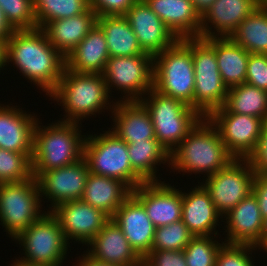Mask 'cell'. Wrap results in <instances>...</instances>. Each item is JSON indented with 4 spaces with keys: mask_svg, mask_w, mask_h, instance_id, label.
Listing matches in <instances>:
<instances>
[{
    "mask_svg": "<svg viewBox=\"0 0 267 266\" xmlns=\"http://www.w3.org/2000/svg\"><path fill=\"white\" fill-rule=\"evenodd\" d=\"M266 0H255V2L261 6Z\"/></svg>",
    "mask_w": 267,
    "mask_h": 266,
    "instance_id": "816d5d0a",
    "label": "cell"
},
{
    "mask_svg": "<svg viewBox=\"0 0 267 266\" xmlns=\"http://www.w3.org/2000/svg\"><path fill=\"white\" fill-rule=\"evenodd\" d=\"M113 130L127 144L156 139L149 111L140 101H112Z\"/></svg>",
    "mask_w": 267,
    "mask_h": 266,
    "instance_id": "cb8c5ba5",
    "label": "cell"
},
{
    "mask_svg": "<svg viewBox=\"0 0 267 266\" xmlns=\"http://www.w3.org/2000/svg\"><path fill=\"white\" fill-rule=\"evenodd\" d=\"M6 44L0 40V70L6 66Z\"/></svg>",
    "mask_w": 267,
    "mask_h": 266,
    "instance_id": "c3c4849f",
    "label": "cell"
},
{
    "mask_svg": "<svg viewBox=\"0 0 267 266\" xmlns=\"http://www.w3.org/2000/svg\"><path fill=\"white\" fill-rule=\"evenodd\" d=\"M215 54L221 78L226 87L245 83L249 52L231 37H215Z\"/></svg>",
    "mask_w": 267,
    "mask_h": 266,
    "instance_id": "f1b7e54d",
    "label": "cell"
},
{
    "mask_svg": "<svg viewBox=\"0 0 267 266\" xmlns=\"http://www.w3.org/2000/svg\"><path fill=\"white\" fill-rule=\"evenodd\" d=\"M120 227L130 246L143 259L152 248L156 227L143 204L131 194L112 217Z\"/></svg>",
    "mask_w": 267,
    "mask_h": 266,
    "instance_id": "ac0fdd59",
    "label": "cell"
},
{
    "mask_svg": "<svg viewBox=\"0 0 267 266\" xmlns=\"http://www.w3.org/2000/svg\"><path fill=\"white\" fill-rule=\"evenodd\" d=\"M58 220L66 240L88 244L111 219L100 209L81 200L67 201L50 211Z\"/></svg>",
    "mask_w": 267,
    "mask_h": 266,
    "instance_id": "5bb4252c",
    "label": "cell"
},
{
    "mask_svg": "<svg viewBox=\"0 0 267 266\" xmlns=\"http://www.w3.org/2000/svg\"><path fill=\"white\" fill-rule=\"evenodd\" d=\"M15 29L7 21L4 11L0 7V40L6 44Z\"/></svg>",
    "mask_w": 267,
    "mask_h": 266,
    "instance_id": "f6af8a7d",
    "label": "cell"
},
{
    "mask_svg": "<svg viewBox=\"0 0 267 266\" xmlns=\"http://www.w3.org/2000/svg\"><path fill=\"white\" fill-rule=\"evenodd\" d=\"M255 248L257 249L256 246L248 244L224 243L217 253L215 266H254L250 255Z\"/></svg>",
    "mask_w": 267,
    "mask_h": 266,
    "instance_id": "f35d334b",
    "label": "cell"
},
{
    "mask_svg": "<svg viewBox=\"0 0 267 266\" xmlns=\"http://www.w3.org/2000/svg\"><path fill=\"white\" fill-rule=\"evenodd\" d=\"M133 171L145 182H159L156 165L170 163V154L156 139L127 144Z\"/></svg>",
    "mask_w": 267,
    "mask_h": 266,
    "instance_id": "4dcf8cb0",
    "label": "cell"
},
{
    "mask_svg": "<svg viewBox=\"0 0 267 266\" xmlns=\"http://www.w3.org/2000/svg\"><path fill=\"white\" fill-rule=\"evenodd\" d=\"M39 124L37 121L33 141L32 175L35 178L42 172L65 167L83 158L86 135L80 133L78 123L58 121L47 127Z\"/></svg>",
    "mask_w": 267,
    "mask_h": 266,
    "instance_id": "3957f363",
    "label": "cell"
},
{
    "mask_svg": "<svg viewBox=\"0 0 267 266\" xmlns=\"http://www.w3.org/2000/svg\"><path fill=\"white\" fill-rule=\"evenodd\" d=\"M207 118L218 130L228 153L236 159H248L254 152L265 123L261 118L227 112L223 107Z\"/></svg>",
    "mask_w": 267,
    "mask_h": 266,
    "instance_id": "4fadbf2b",
    "label": "cell"
},
{
    "mask_svg": "<svg viewBox=\"0 0 267 266\" xmlns=\"http://www.w3.org/2000/svg\"><path fill=\"white\" fill-rule=\"evenodd\" d=\"M131 194L132 190L124 182L89 173L80 200L100 209L112 218Z\"/></svg>",
    "mask_w": 267,
    "mask_h": 266,
    "instance_id": "83f0119b",
    "label": "cell"
},
{
    "mask_svg": "<svg viewBox=\"0 0 267 266\" xmlns=\"http://www.w3.org/2000/svg\"><path fill=\"white\" fill-rule=\"evenodd\" d=\"M194 235L182 220L155 229L151 250H183Z\"/></svg>",
    "mask_w": 267,
    "mask_h": 266,
    "instance_id": "d590c367",
    "label": "cell"
},
{
    "mask_svg": "<svg viewBox=\"0 0 267 266\" xmlns=\"http://www.w3.org/2000/svg\"><path fill=\"white\" fill-rule=\"evenodd\" d=\"M191 1L194 3L196 10L202 16L215 0H191Z\"/></svg>",
    "mask_w": 267,
    "mask_h": 266,
    "instance_id": "7dc6e473",
    "label": "cell"
},
{
    "mask_svg": "<svg viewBox=\"0 0 267 266\" xmlns=\"http://www.w3.org/2000/svg\"><path fill=\"white\" fill-rule=\"evenodd\" d=\"M32 155L0 148V184L32 178Z\"/></svg>",
    "mask_w": 267,
    "mask_h": 266,
    "instance_id": "e575fe53",
    "label": "cell"
},
{
    "mask_svg": "<svg viewBox=\"0 0 267 266\" xmlns=\"http://www.w3.org/2000/svg\"><path fill=\"white\" fill-rule=\"evenodd\" d=\"M223 108L227 112L246 114L267 121V91L247 83L228 89Z\"/></svg>",
    "mask_w": 267,
    "mask_h": 266,
    "instance_id": "1f68e13d",
    "label": "cell"
},
{
    "mask_svg": "<svg viewBox=\"0 0 267 266\" xmlns=\"http://www.w3.org/2000/svg\"><path fill=\"white\" fill-rule=\"evenodd\" d=\"M109 59L105 34L95 24L65 58V68L78 73L102 74Z\"/></svg>",
    "mask_w": 267,
    "mask_h": 266,
    "instance_id": "484cf974",
    "label": "cell"
},
{
    "mask_svg": "<svg viewBox=\"0 0 267 266\" xmlns=\"http://www.w3.org/2000/svg\"><path fill=\"white\" fill-rule=\"evenodd\" d=\"M14 240L19 241L25 255L16 261L28 266H61L70 244L50 211L21 231Z\"/></svg>",
    "mask_w": 267,
    "mask_h": 266,
    "instance_id": "9c48e42d",
    "label": "cell"
},
{
    "mask_svg": "<svg viewBox=\"0 0 267 266\" xmlns=\"http://www.w3.org/2000/svg\"><path fill=\"white\" fill-rule=\"evenodd\" d=\"M245 83L267 91V54H249Z\"/></svg>",
    "mask_w": 267,
    "mask_h": 266,
    "instance_id": "ab89813d",
    "label": "cell"
},
{
    "mask_svg": "<svg viewBox=\"0 0 267 266\" xmlns=\"http://www.w3.org/2000/svg\"><path fill=\"white\" fill-rule=\"evenodd\" d=\"M140 102L149 111L156 140L169 154L203 118L183 101L152 88Z\"/></svg>",
    "mask_w": 267,
    "mask_h": 266,
    "instance_id": "8992f818",
    "label": "cell"
},
{
    "mask_svg": "<svg viewBox=\"0 0 267 266\" xmlns=\"http://www.w3.org/2000/svg\"><path fill=\"white\" fill-rule=\"evenodd\" d=\"M215 236H194L183 249L187 266H215L217 253L224 242ZM213 239V240H212Z\"/></svg>",
    "mask_w": 267,
    "mask_h": 266,
    "instance_id": "8d00e7d4",
    "label": "cell"
},
{
    "mask_svg": "<svg viewBox=\"0 0 267 266\" xmlns=\"http://www.w3.org/2000/svg\"><path fill=\"white\" fill-rule=\"evenodd\" d=\"M15 106L0 105V148L33 153L34 128L39 118Z\"/></svg>",
    "mask_w": 267,
    "mask_h": 266,
    "instance_id": "603a6c76",
    "label": "cell"
},
{
    "mask_svg": "<svg viewBox=\"0 0 267 266\" xmlns=\"http://www.w3.org/2000/svg\"><path fill=\"white\" fill-rule=\"evenodd\" d=\"M248 160L255 173L267 175V121L263 125L257 146Z\"/></svg>",
    "mask_w": 267,
    "mask_h": 266,
    "instance_id": "7bdbcfd3",
    "label": "cell"
},
{
    "mask_svg": "<svg viewBox=\"0 0 267 266\" xmlns=\"http://www.w3.org/2000/svg\"><path fill=\"white\" fill-rule=\"evenodd\" d=\"M124 16L142 50L153 57L170 48L178 40L144 0H137Z\"/></svg>",
    "mask_w": 267,
    "mask_h": 266,
    "instance_id": "2e32d148",
    "label": "cell"
},
{
    "mask_svg": "<svg viewBox=\"0 0 267 266\" xmlns=\"http://www.w3.org/2000/svg\"><path fill=\"white\" fill-rule=\"evenodd\" d=\"M96 24L105 34L109 57L146 54L124 15L97 17Z\"/></svg>",
    "mask_w": 267,
    "mask_h": 266,
    "instance_id": "f546056e",
    "label": "cell"
},
{
    "mask_svg": "<svg viewBox=\"0 0 267 266\" xmlns=\"http://www.w3.org/2000/svg\"><path fill=\"white\" fill-rule=\"evenodd\" d=\"M89 166L83 157L65 167L42 172L36 179L42 199L45 196L52 204L50 211L61 203L80 200L85 189Z\"/></svg>",
    "mask_w": 267,
    "mask_h": 266,
    "instance_id": "9a60e30c",
    "label": "cell"
},
{
    "mask_svg": "<svg viewBox=\"0 0 267 266\" xmlns=\"http://www.w3.org/2000/svg\"><path fill=\"white\" fill-rule=\"evenodd\" d=\"M79 262L75 266H121V265H116V264H107V263H102L98 262L91 257H89L87 254H83L81 258L78 260Z\"/></svg>",
    "mask_w": 267,
    "mask_h": 266,
    "instance_id": "bcb514c9",
    "label": "cell"
},
{
    "mask_svg": "<svg viewBox=\"0 0 267 266\" xmlns=\"http://www.w3.org/2000/svg\"><path fill=\"white\" fill-rule=\"evenodd\" d=\"M37 27L43 28L47 23L70 18L86 12L89 0H33Z\"/></svg>",
    "mask_w": 267,
    "mask_h": 266,
    "instance_id": "836d02e7",
    "label": "cell"
},
{
    "mask_svg": "<svg viewBox=\"0 0 267 266\" xmlns=\"http://www.w3.org/2000/svg\"><path fill=\"white\" fill-rule=\"evenodd\" d=\"M96 13L89 8L86 12L47 23L42 29L49 42L66 58L96 24Z\"/></svg>",
    "mask_w": 267,
    "mask_h": 266,
    "instance_id": "4316f807",
    "label": "cell"
},
{
    "mask_svg": "<svg viewBox=\"0 0 267 266\" xmlns=\"http://www.w3.org/2000/svg\"><path fill=\"white\" fill-rule=\"evenodd\" d=\"M102 75L109 93L111 87L127 93L119 101H140L153 88V56L146 53L109 57Z\"/></svg>",
    "mask_w": 267,
    "mask_h": 266,
    "instance_id": "8fae6325",
    "label": "cell"
},
{
    "mask_svg": "<svg viewBox=\"0 0 267 266\" xmlns=\"http://www.w3.org/2000/svg\"><path fill=\"white\" fill-rule=\"evenodd\" d=\"M218 218L222 215L201 183L189 193L182 192L181 220L194 236L218 235V231L215 233Z\"/></svg>",
    "mask_w": 267,
    "mask_h": 266,
    "instance_id": "7402d4cb",
    "label": "cell"
},
{
    "mask_svg": "<svg viewBox=\"0 0 267 266\" xmlns=\"http://www.w3.org/2000/svg\"><path fill=\"white\" fill-rule=\"evenodd\" d=\"M11 265H12V266H28V265L19 263L18 261H15L14 264H11ZM11 265H10V266H11Z\"/></svg>",
    "mask_w": 267,
    "mask_h": 266,
    "instance_id": "f907efd6",
    "label": "cell"
},
{
    "mask_svg": "<svg viewBox=\"0 0 267 266\" xmlns=\"http://www.w3.org/2000/svg\"><path fill=\"white\" fill-rule=\"evenodd\" d=\"M267 244V217L263 221V230L260 237V248Z\"/></svg>",
    "mask_w": 267,
    "mask_h": 266,
    "instance_id": "681fc988",
    "label": "cell"
},
{
    "mask_svg": "<svg viewBox=\"0 0 267 266\" xmlns=\"http://www.w3.org/2000/svg\"><path fill=\"white\" fill-rule=\"evenodd\" d=\"M137 0H89L97 17L125 15Z\"/></svg>",
    "mask_w": 267,
    "mask_h": 266,
    "instance_id": "b9f144b4",
    "label": "cell"
},
{
    "mask_svg": "<svg viewBox=\"0 0 267 266\" xmlns=\"http://www.w3.org/2000/svg\"><path fill=\"white\" fill-rule=\"evenodd\" d=\"M233 157L208 118H202L171 152V168L185 173H206L207 177L223 169Z\"/></svg>",
    "mask_w": 267,
    "mask_h": 266,
    "instance_id": "7a4b0ae2",
    "label": "cell"
},
{
    "mask_svg": "<svg viewBox=\"0 0 267 266\" xmlns=\"http://www.w3.org/2000/svg\"><path fill=\"white\" fill-rule=\"evenodd\" d=\"M189 50L195 74L194 110L207 118L213 111L223 107L228 93L217 65L215 37L189 38Z\"/></svg>",
    "mask_w": 267,
    "mask_h": 266,
    "instance_id": "52a82bcc",
    "label": "cell"
},
{
    "mask_svg": "<svg viewBox=\"0 0 267 266\" xmlns=\"http://www.w3.org/2000/svg\"><path fill=\"white\" fill-rule=\"evenodd\" d=\"M195 74L189 38L178 39L153 57V88L194 109Z\"/></svg>",
    "mask_w": 267,
    "mask_h": 266,
    "instance_id": "5b68a950",
    "label": "cell"
},
{
    "mask_svg": "<svg viewBox=\"0 0 267 266\" xmlns=\"http://www.w3.org/2000/svg\"><path fill=\"white\" fill-rule=\"evenodd\" d=\"M86 254L92 259L121 266H143V259L130 246L120 227L111 218L87 244Z\"/></svg>",
    "mask_w": 267,
    "mask_h": 266,
    "instance_id": "d6986e66",
    "label": "cell"
},
{
    "mask_svg": "<svg viewBox=\"0 0 267 266\" xmlns=\"http://www.w3.org/2000/svg\"><path fill=\"white\" fill-rule=\"evenodd\" d=\"M260 7H262V8L267 10V0Z\"/></svg>",
    "mask_w": 267,
    "mask_h": 266,
    "instance_id": "f5cc1de1",
    "label": "cell"
},
{
    "mask_svg": "<svg viewBox=\"0 0 267 266\" xmlns=\"http://www.w3.org/2000/svg\"><path fill=\"white\" fill-rule=\"evenodd\" d=\"M178 39L199 37L201 15L191 0H144Z\"/></svg>",
    "mask_w": 267,
    "mask_h": 266,
    "instance_id": "d4e9b609",
    "label": "cell"
},
{
    "mask_svg": "<svg viewBox=\"0 0 267 266\" xmlns=\"http://www.w3.org/2000/svg\"><path fill=\"white\" fill-rule=\"evenodd\" d=\"M0 7L15 30L37 28L33 0H0Z\"/></svg>",
    "mask_w": 267,
    "mask_h": 266,
    "instance_id": "74e56055",
    "label": "cell"
},
{
    "mask_svg": "<svg viewBox=\"0 0 267 266\" xmlns=\"http://www.w3.org/2000/svg\"><path fill=\"white\" fill-rule=\"evenodd\" d=\"M143 266H187L183 250H151L143 258Z\"/></svg>",
    "mask_w": 267,
    "mask_h": 266,
    "instance_id": "60d3db41",
    "label": "cell"
},
{
    "mask_svg": "<svg viewBox=\"0 0 267 266\" xmlns=\"http://www.w3.org/2000/svg\"><path fill=\"white\" fill-rule=\"evenodd\" d=\"M100 73H78L64 68L57 88L49 95L62 104L64 122L78 123L83 118L108 109L110 95ZM106 107V108H105Z\"/></svg>",
    "mask_w": 267,
    "mask_h": 266,
    "instance_id": "277c9868",
    "label": "cell"
},
{
    "mask_svg": "<svg viewBox=\"0 0 267 266\" xmlns=\"http://www.w3.org/2000/svg\"><path fill=\"white\" fill-rule=\"evenodd\" d=\"M258 7L255 0H215L201 16L199 38L230 37L239 24Z\"/></svg>",
    "mask_w": 267,
    "mask_h": 266,
    "instance_id": "ffe728a7",
    "label": "cell"
},
{
    "mask_svg": "<svg viewBox=\"0 0 267 266\" xmlns=\"http://www.w3.org/2000/svg\"><path fill=\"white\" fill-rule=\"evenodd\" d=\"M40 197L34 176L20 182L0 184V221L10 237L15 238L46 213H41Z\"/></svg>",
    "mask_w": 267,
    "mask_h": 266,
    "instance_id": "30bf717a",
    "label": "cell"
},
{
    "mask_svg": "<svg viewBox=\"0 0 267 266\" xmlns=\"http://www.w3.org/2000/svg\"><path fill=\"white\" fill-rule=\"evenodd\" d=\"M132 194L143 204L156 228L181 220L182 191L169 183H143Z\"/></svg>",
    "mask_w": 267,
    "mask_h": 266,
    "instance_id": "e0dca14e",
    "label": "cell"
},
{
    "mask_svg": "<svg viewBox=\"0 0 267 266\" xmlns=\"http://www.w3.org/2000/svg\"><path fill=\"white\" fill-rule=\"evenodd\" d=\"M83 157L92 174L118 179L131 190L145 183L132 169L127 143L114 131L87 136Z\"/></svg>",
    "mask_w": 267,
    "mask_h": 266,
    "instance_id": "ba28073f",
    "label": "cell"
},
{
    "mask_svg": "<svg viewBox=\"0 0 267 266\" xmlns=\"http://www.w3.org/2000/svg\"><path fill=\"white\" fill-rule=\"evenodd\" d=\"M6 66L13 62L22 75L50 95L59 83L65 58L42 28L15 30L6 42Z\"/></svg>",
    "mask_w": 267,
    "mask_h": 266,
    "instance_id": "6da1fadb",
    "label": "cell"
},
{
    "mask_svg": "<svg viewBox=\"0 0 267 266\" xmlns=\"http://www.w3.org/2000/svg\"><path fill=\"white\" fill-rule=\"evenodd\" d=\"M252 193L256 197L263 219L267 217V175L255 174Z\"/></svg>",
    "mask_w": 267,
    "mask_h": 266,
    "instance_id": "ee69618b",
    "label": "cell"
},
{
    "mask_svg": "<svg viewBox=\"0 0 267 266\" xmlns=\"http://www.w3.org/2000/svg\"><path fill=\"white\" fill-rule=\"evenodd\" d=\"M255 174L248 159L233 158L223 169L208 176L201 184L208 191L216 210L223 217L252 193Z\"/></svg>",
    "mask_w": 267,
    "mask_h": 266,
    "instance_id": "7c38bea8",
    "label": "cell"
},
{
    "mask_svg": "<svg viewBox=\"0 0 267 266\" xmlns=\"http://www.w3.org/2000/svg\"><path fill=\"white\" fill-rule=\"evenodd\" d=\"M261 249H263V250H265L267 252V244Z\"/></svg>",
    "mask_w": 267,
    "mask_h": 266,
    "instance_id": "db71d44e",
    "label": "cell"
},
{
    "mask_svg": "<svg viewBox=\"0 0 267 266\" xmlns=\"http://www.w3.org/2000/svg\"><path fill=\"white\" fill-rule=\"evenodd\" d=\"M225 216V217H224ZM227 239L225 243L254 245L260 249V237L263 230V217L253 193L240 201L225 215Z\"/></svg>",
    "mask_w": 267,
    "mask_h": 266,
    "instance_id": "44dd1931",
    "label": "cell"
},
{
    "mask_svg": "<svg viewBox=\"0 0 267 266\" xmlns=\"http://www.w3.org/2000/svg\"><path fill=\"white\" fill-rule=\"evenodd\" d=\"M230 37L249 53L267 54V10L259 6Z\"/></svg>",
    "mask_w": 267,
    "mask_h": 266,
    "instance_id": "d6a6232c",
    "label": "cell"
}]
</instances>
